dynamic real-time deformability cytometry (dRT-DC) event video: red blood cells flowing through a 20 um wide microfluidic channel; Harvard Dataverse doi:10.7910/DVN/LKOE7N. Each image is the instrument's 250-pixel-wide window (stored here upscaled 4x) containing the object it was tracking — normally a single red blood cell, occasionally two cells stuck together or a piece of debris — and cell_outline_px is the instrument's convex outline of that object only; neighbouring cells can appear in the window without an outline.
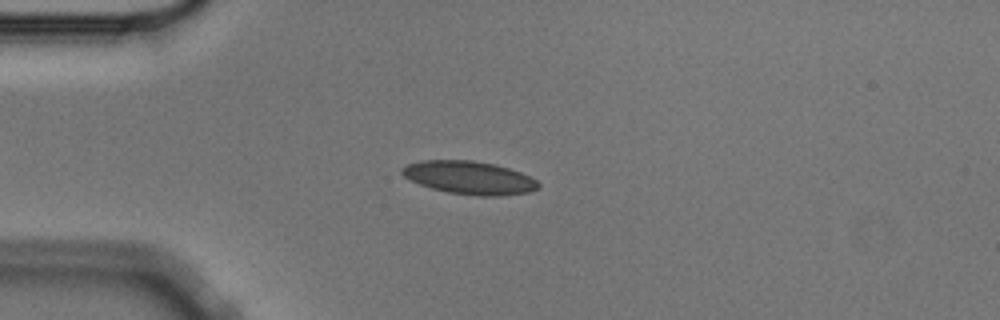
{"species": "Egyptian fruit bat (a non-hibernating species)", "species_latin": "Rousettus aegyptiacus", "temperature_condition": "cold", "stored_images_in_passage": 54, "camera_frame_rate_fps": 3000, "um_per_image_px": 0.085, "animal": {"sex": "male"}, "frame": {"image": 1, "passage_image": 13, "time_ms": 4.0, "image_size_px": [1000, 320], "cell_outline_px": [[540, 188], [528, 192], [500, 196], [480, 196], [448, 192], [432, 188], [420, 184], [404, 176], [400, 172], [400, 168], [408, 164], [420, 160], [472, 160], [496, 164], [520, 172], [536, 180], [540, 184]], "centroid_in_image_um": [39.9, 15.09], "position_along_channel_um": 45.1, "area_um2": 26.24}}
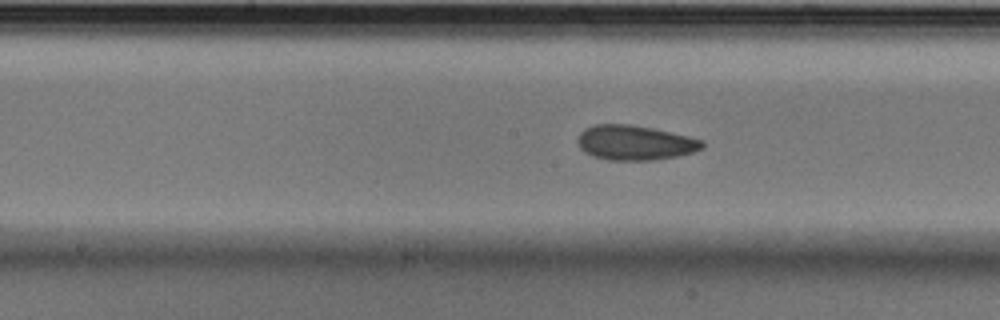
{"frame": {"image": 2, "passage_image": 27, "time_ms": 8.667, "image_size_px": [1000, 320], "cell_outline_px": [[704, 148], [692, 152], [676, 156], [656, 160], [608, 160], [592, 156], [584, 152], [580, 148], [576, 140], [580, 132], [584, 128], [596, 124], [628, 124], [652, 128], [688, 136], [704, 140]], "centroid_in_image_um": [53.94, 12.13], "position_along_channel_um": 194.3, "area_um2": 25.37}}
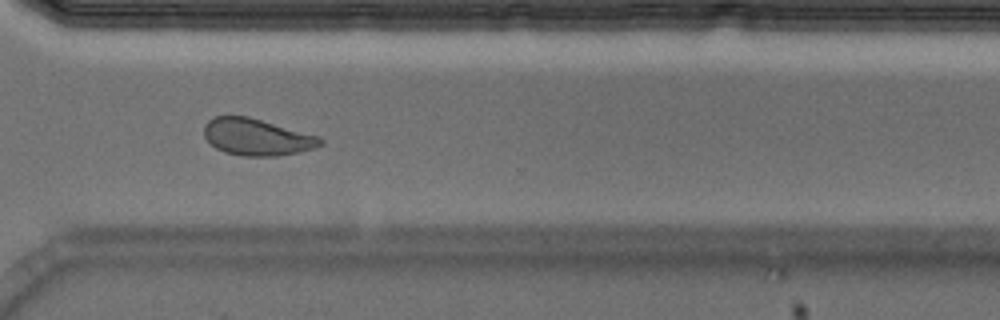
{"frame": {"image": 3, "passage_image": 40, "time_ms": 13.0, "image_size_px": [1000, 320], "cell_outline_px": [[324, 144], [316, 148], [276, 156], [244, 156], [224, 152], [216, 148], [204, 136], [204, 124], [208, 120], [216, 116], [248, 116], [320, 136], [324, 140]], "centroid_in_image_um": [21.85, 11.65], "position_along_channel_um": 348.7, "area_um2": 24.97}, "authors_computed_cell_mechanics": {"area_um2": 25.1141, "velocity_mm_per_s": 3.5806, "shape_relaxation_time_tau1_ms": 10.2478, "shape_relaxation_time_tau2_ms": 3.1562, "deformation_change_tau1": 0.155, "deformation_change_tau2": 0.0811}}